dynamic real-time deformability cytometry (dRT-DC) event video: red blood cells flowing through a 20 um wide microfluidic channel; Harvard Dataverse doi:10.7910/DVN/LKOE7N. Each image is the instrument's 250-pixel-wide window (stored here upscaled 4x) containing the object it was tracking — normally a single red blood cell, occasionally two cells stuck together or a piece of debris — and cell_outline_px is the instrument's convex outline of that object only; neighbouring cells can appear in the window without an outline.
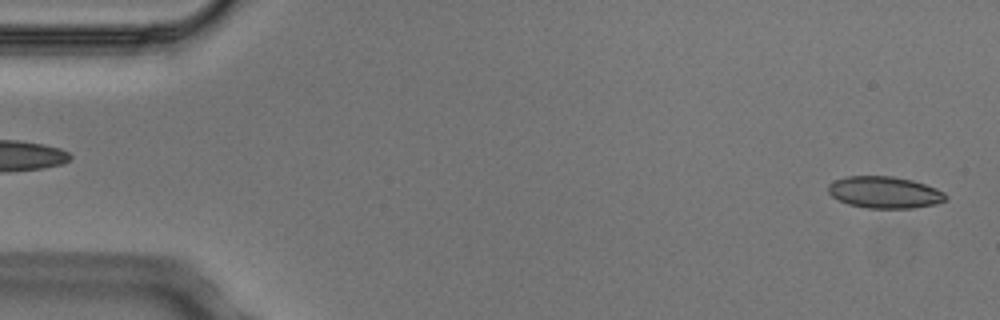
{"species": "Egyptian fruit bat (a non-hibernating species)", "species_latin": "Rousettus aegyptiacus", "temperature_condition": "cold", "stored_images_in_passage": 2, "segment_of_instrument_passage": [2, 2], "camera_frame_rate_fps": 3000, "um_per_image_px": 0.085, "animal": {"sex": "male"}, "frame": {"image": 1, "passage_image": 2, "time_ms": 0.333, "image_size_px": [1000, 320], "cell_outline_px": [[948, 196], [944, 200], [936, 204], [912, 208], [864, 208], [848, 204], [832, 196], [828, 192], [828, 184], [836, 180], [848, 176], [892, 176], [912, 180], [936, 188], [944, 192]], "centroid_in_image_um": [75.19, 16.35], "position_along_channel_um": 9.8, "area_um2": 21.68}}